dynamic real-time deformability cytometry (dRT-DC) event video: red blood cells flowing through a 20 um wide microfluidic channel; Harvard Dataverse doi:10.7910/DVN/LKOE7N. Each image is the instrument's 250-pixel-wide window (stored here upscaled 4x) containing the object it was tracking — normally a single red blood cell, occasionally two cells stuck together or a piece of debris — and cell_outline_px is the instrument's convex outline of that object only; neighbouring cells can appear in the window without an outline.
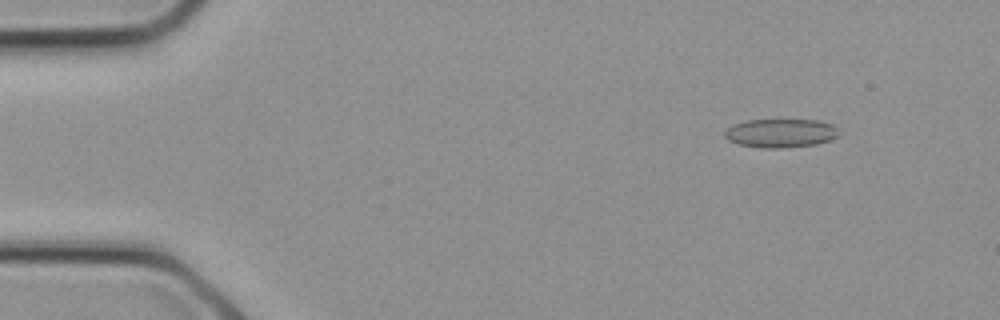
{"species": "common noctule bat (a hibernating species)", "species_latin": "Nyctalus noctula", "temperature_condition": "cold", "stored_images_in_passage": 16, "camera_frame_rate_fps": 3000, "um_per_image_px": 0.085, "animal": {"sex": "female", "body_mass_g": 21.9}, "frame": {"image": 1, "passage_image": 3, "time_ms": 0.667, "image_size_px": [1000, 320], "cell_outline_px": [[836, 136], [828, 140], [816, 144], [776, 148], [760, 148], [736, 144], [728, 140], [724, 136], [724, 132], [732, 124], [744, 120], [816, 120], [832, 124], [836, 128]], "centroid_in_image_um": [66.26, 11.31], "position_along_channel_um": 18.7, "area_um2": 18.96}}
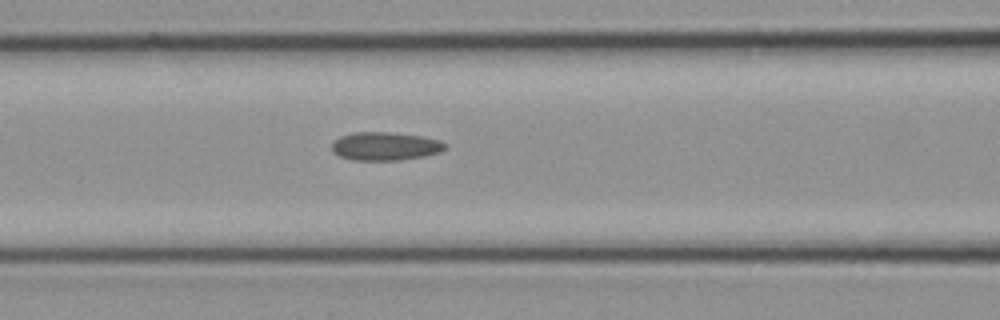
{"frame": {"image": 2, "passage_image": 11, "time_ms": 3.333, "image_size_px": [1000, 320], "cell_outline_px": [[448, 148], [440, 152], [424, 156], [400, 160], [352, 160], [340, 156], [332, 152], [332, 140], [340, 136], [352, 132], [388, 132], [424, 136], [440, 140], [448, 144]], "centroid_in_image_um": [32.75, 12.42], "position_along_channel_um": 133.8, "area_um2": 19.02}}
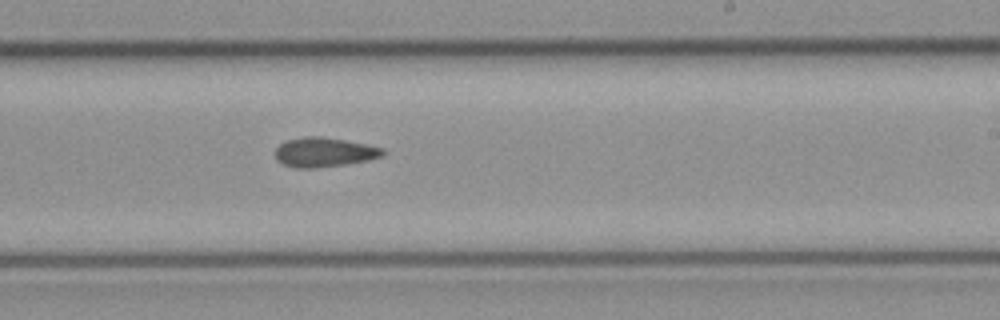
{"frame": {"image": 3, "passage_image": 16, "time_ms": 5.0, "image_size_px": [1000, 320], "cell_outline_px": [[388, 152], [384, 156], [368, 160], [344, 164], [316, 168], [296, 168], [284, 164], [276, 160], [272, 152], [280, 144], [288, 140], [304, 136], [320, 136], [368, 144], [384, 148]], "centroid_in_image_um": [27.56, 12.94], "position_along_channel_um": 261.4, "area_um2": 18.73}}